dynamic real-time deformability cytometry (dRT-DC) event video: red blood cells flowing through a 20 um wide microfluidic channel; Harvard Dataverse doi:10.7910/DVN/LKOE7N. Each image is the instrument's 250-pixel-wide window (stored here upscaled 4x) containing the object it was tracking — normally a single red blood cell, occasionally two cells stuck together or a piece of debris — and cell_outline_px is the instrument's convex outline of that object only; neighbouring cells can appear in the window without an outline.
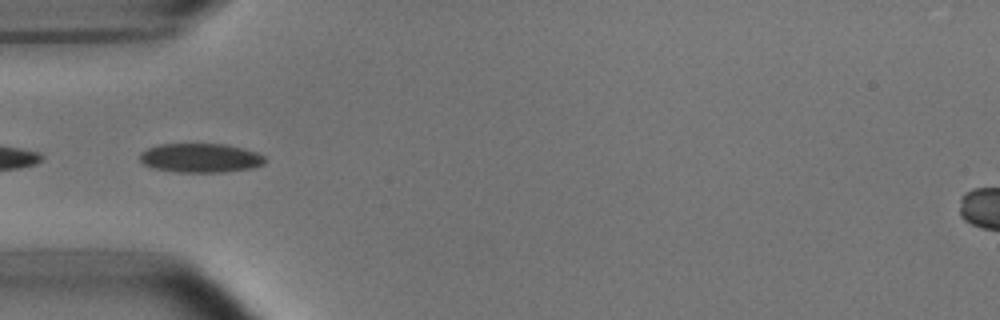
{"species": "common noctule bat (a hibernating species)", "species_latin": "Nyctalus noctula", "temperature_condition": "room temperature", "stored_images_in_passage": 22, "camera_frame_rate_fps": 3000, "um_per_image_px": 0.085, "animal": {"sex": "male", "body_mass_g": 15.6}, "frame": {"image": 1, "passage_image": 16, "time_ms": 5.0, "image_size_px": [1000, 320], "cell_outline_px": [[268, 160], [264, 164], [252, 168], [224, 172], [176, 172], [156, 168], [144, 164], [140, 160], [140, 152], [148, 148], [160, 144], [224, 144], [244, 148], [256, 152], [264, 156]], "centroid_in_image_um": [17.08, 13.42], "position_along_channel_um": 67.9, "area_um2": 21.27}}
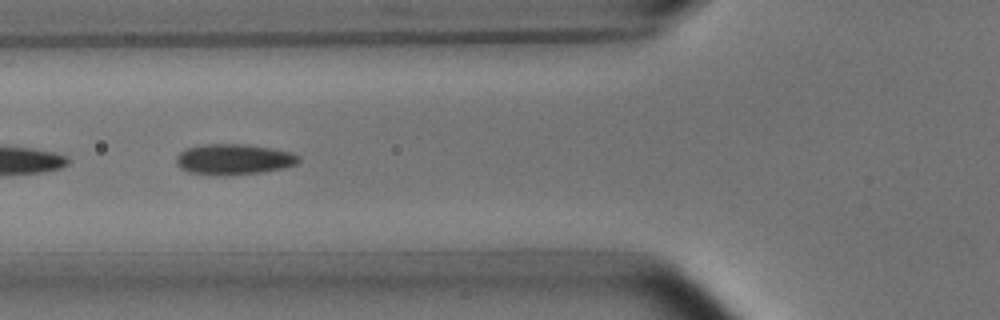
{"frame": {"image": 2, "passage_image": 19, "time_ms": 6.0, "image_size_px": [1000, 320], "cell_outline_px": [[300, 160], [296, 164], [280, 168], [260, 172], [224, 176], [188, 172], [180, 168], [176, 164], [176, 156], [180, 152], [188, 148], [200, 144], [244, 144], [292, 152], [300, 156]], "centroid_in_image_um": [19.83, 13.54], "position_along_channel_um": 106.0, "area_um2": 21.79}}